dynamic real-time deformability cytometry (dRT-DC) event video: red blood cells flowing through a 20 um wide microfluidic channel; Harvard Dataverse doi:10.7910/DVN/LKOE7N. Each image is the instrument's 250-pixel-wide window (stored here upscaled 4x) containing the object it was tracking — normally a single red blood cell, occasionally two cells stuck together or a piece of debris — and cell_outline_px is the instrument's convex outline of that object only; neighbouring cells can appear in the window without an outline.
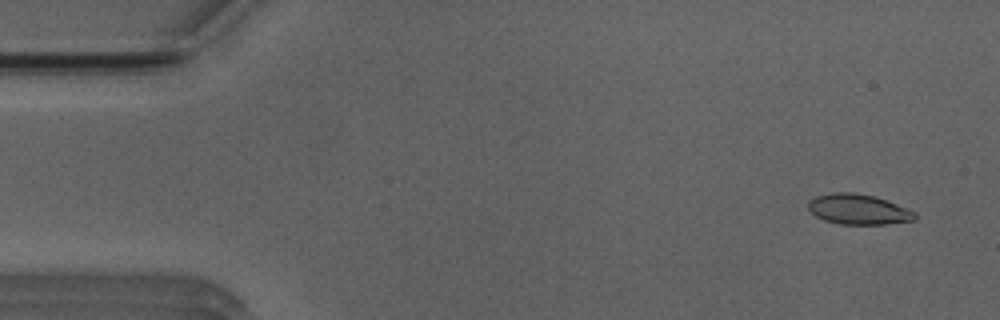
{"species": "Egyptian fruit bat (a non-hibernating species)", "species_latin": "Rousettus aegyptiacus", "temperature_condition": "room temperature", "stored_images_in_passage": 52, "camera_frame_rate_fps": 3000, "um_per_image_px": 0.085, "animal": {"sex": "male"}, "frame": {"image": 1, "passage_image": 3, "time_ms": 0.667, "image_size_px": [1000, 320], "cell_outline_px": [[916, 220], [884, 224], [840, 224], [824, 220], [816, 216], [808, 208], [808, 200], [816, 196], [832, 192], [852, 192], [872, 196], [896, 204], [916, 212]], "centroid_in_image_um": [72.93, 17.79], "position_along_channel_um": 12.1, "area_um2": 18.67}}
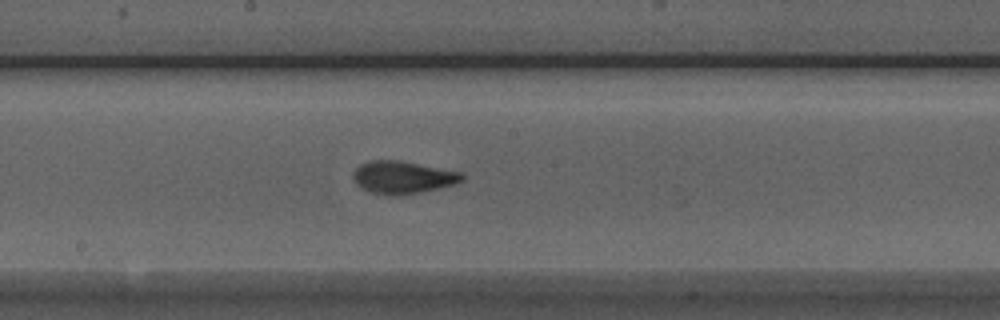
{"frame": {"image": 2, "passage_image": 27, "time_ms": 8.667, "image_size_px": [1000, 320], "cell_outline_px": [[464, 180], [456, 184], [420, 192], [400, 196], [388, 196], [368, 192], [356, 184], [352, 180], [352, 172], [360, 164], [368, 160], [400, 160], [460, 172], [464, 176]], "centroid_in_image_um": [34.18, 15.08], "position_along_channel_um": 214.0, "area_um2": 20.98}}
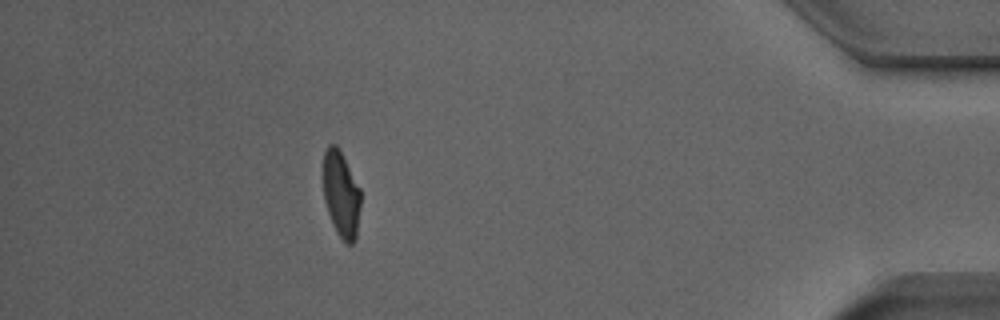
{"frame": {"image": 3, "passage_image": 46, "time_ms": 15.0, "image_size_px": [1000, 320], "cell_outline_px": [[360, 208], [356, 240], [352, 244], [348, 244], [336, 232], [332, 224], [324, 200], [324, 152], [328, 144], [336, 144], [360, 188]], "centroid_in_image_um": [29.0, 16.54], "position_along_channel_um": 406.2, "area_um2": 18.61}, "authors_computed_cell_mechanics": {"area_um2": 19.4786, "velocity_mm_per_s": 3.9293, "shape_relaxation_time_tau1_ms": 4.5835, "shape_relaxation_time_tau2_ms": 0.9615, "deformation_change_tau1": 0.2051, "deformation_change_tau2": 0.0816}}